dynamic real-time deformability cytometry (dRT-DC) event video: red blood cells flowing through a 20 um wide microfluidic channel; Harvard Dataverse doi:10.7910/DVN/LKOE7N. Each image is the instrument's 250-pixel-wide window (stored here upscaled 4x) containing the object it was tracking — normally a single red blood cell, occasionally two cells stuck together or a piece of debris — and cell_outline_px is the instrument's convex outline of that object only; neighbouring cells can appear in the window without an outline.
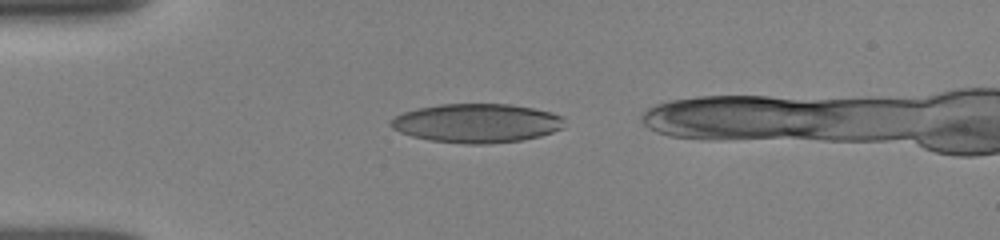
{"species": "human", "species_latin": "Homo sapiens", "temperature_condition": "room temperature", "stored_images_in_passage": 5, "camera_frame_rate_fps": 3000, "um_per_image_px": 0.085, "donor": {"sex": "female"}, "frame": {"image": 1, "passage_image": 1, "time_ms": 0.0, "image_size_px": [1000, 240], "cell_outline_px": [[564, 128], [540, 136], [520, 140], [488, 144], [464, 144], [428, 140], [412, 136], [400, 132], [392, 128], [388, 124], [388, 120], [404, 112], [416, 108], [440, 104], [508, 104], [532, 108], [552, 112], [564, 116]], "centroid_in_image_um": [40.51, 10.47], "position_along_channel_um": 44.5, "area_um2": 39.71}}
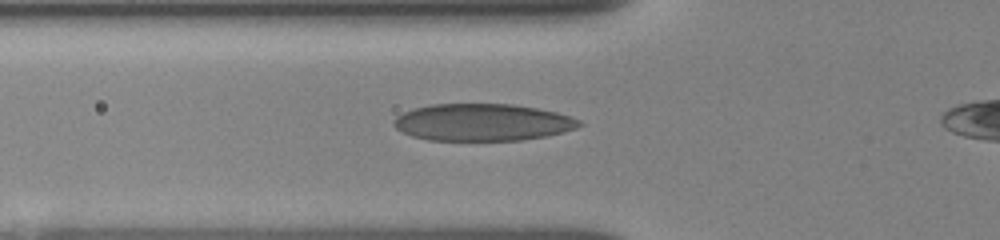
{"frame": {"image": 2, "passage_image": 4, "time_ms": 1.667, "image_size_px": [1000, 240], "cell_outline_px": [[584, 124], [576, 128], [564, 132], [548, 136], [520, 140], [428, 140], [412, 136], [396, 128], [392, 124], [396, 116], [412, 108], [428, 104], [512, 104], [536, 108], [556, 112], [572, 116], [580, 120]], "centroid_in_image_um": [41.02, 10.39], "position_along_channel_um": 84.8, "area_um2": 40.29}}